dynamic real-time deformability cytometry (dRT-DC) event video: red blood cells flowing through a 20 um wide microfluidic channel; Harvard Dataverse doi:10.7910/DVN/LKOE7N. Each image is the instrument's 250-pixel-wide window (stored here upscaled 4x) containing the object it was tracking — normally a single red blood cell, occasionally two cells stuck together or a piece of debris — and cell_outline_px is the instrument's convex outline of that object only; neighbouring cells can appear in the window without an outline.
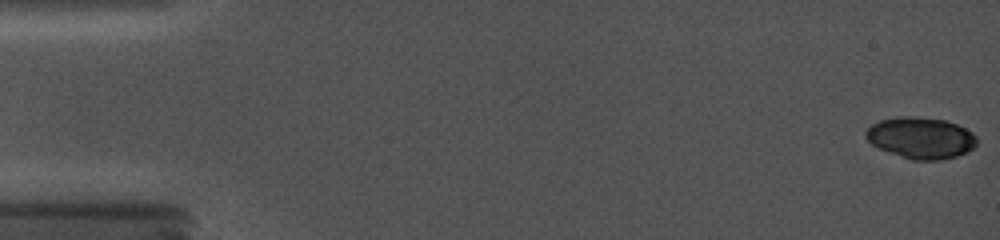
{"species": "common noctule bat (a hibernating species)", "species_latin": "Nyctalus noctula", "temperature_condition": "cold", "stored_images_in_passage": 6, "camera_frame_rate_fps": 5000, "um_per_image_px": 0.085, "animal": {"sex": "female", "body_mass_g": 19.0, "forearm_length_mm": 56.7}, "frame": {"image": 1, "passage_image": 1, "time_ms": 0.0, "image_size_px": [1000, 240], "cell_outline_px": [[976, 144], [972, 148], [956, 156], [940, 160], [912, 160], [880, 148], [872, 144], [864, 136], [864, 132], [872, 124], [880, 120], [896, 116], [912, 116], [944, 120], [956, 124], [972, 132], [976, 136]], "centroid_in_image_um": [78.24, 11.71], "position_along_channel_um": 6.8, "area_um2": 26.53}}
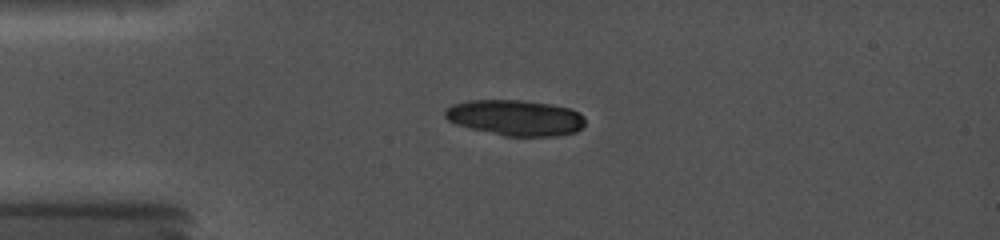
{"frame": {"image": 2, "passage_image": 5, "time_ms": 4.2, "image_size_px": [1000, 240], "cell_outline_px": [[584, 124], [576, 132], [556, 136], [504, 136], [456, 124], [448, 120], [444, 116], [444, 108], [452, 104], [468, 100], [524, 100], [552, 104], [568, 108], [580, 112], [584, 116]], "centroid_in_image_um": [43.8, 10.0], "position_along_channel_um": 41.2, "area_um2": 29.3}}